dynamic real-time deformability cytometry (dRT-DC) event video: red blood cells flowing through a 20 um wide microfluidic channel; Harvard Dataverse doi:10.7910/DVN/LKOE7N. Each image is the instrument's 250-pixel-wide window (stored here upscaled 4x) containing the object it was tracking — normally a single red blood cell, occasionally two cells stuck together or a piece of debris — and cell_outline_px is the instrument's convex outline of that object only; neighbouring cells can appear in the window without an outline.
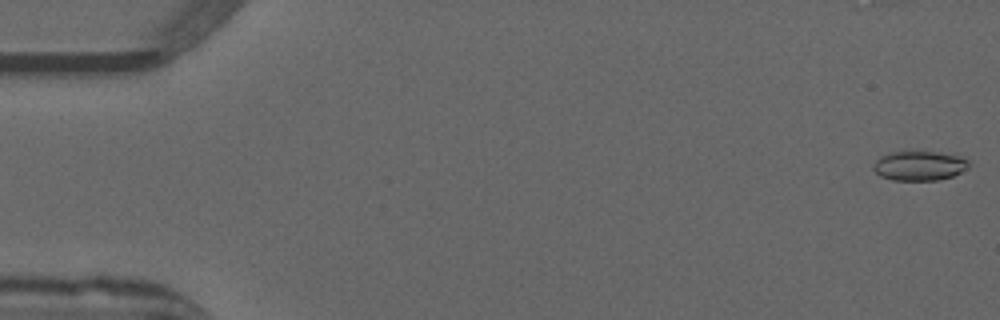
{"species": "common noctule bat (a hibernating species)", "species_latin": "Nyctalus noctula", "temperature_condition": "warm", "stored_images_in_passage": 23, "camera_frame_rate_fps": 3000, "um_per_image_px": 0.085, "animal": {"sex": "male", "forearm_length_mm": 52.5}, "frame": {"image": 1, "passage_image": 1, "time_ms": 0.0, "image_size_px": [1000, 320], "cell_outline_px": [[968, 168], [952, 176], [940, 180], [892, 180], [880, 176], [872, 168], [876, 160], [880, 156], [892, 152], [908, 148], [916, 148], [964, 156], [968, 160]], "centroid_in_image_um": [78.14, 14.02], "position_along_channel_um": 6.9, "area_um2": 17.28}}
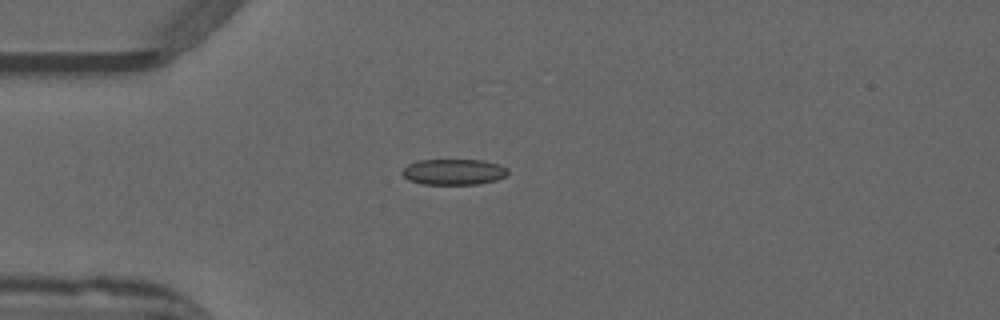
{"frame": {"image": 2, "passage_image": 14, "time_ms": 4.333, "image_size_px": [1000, 320], "cell_outline_px": [[508, 176], [496, 180], [480, 184], [420, 184], [408, 180], [400, 172], [408, 164], [416, 160], [484, 160], [500, 164], [508, 168]], "centroid_in_image_um": [38.58, 14.61], "position_along_channel_um": 46.4, "area_um2": 16.18}}
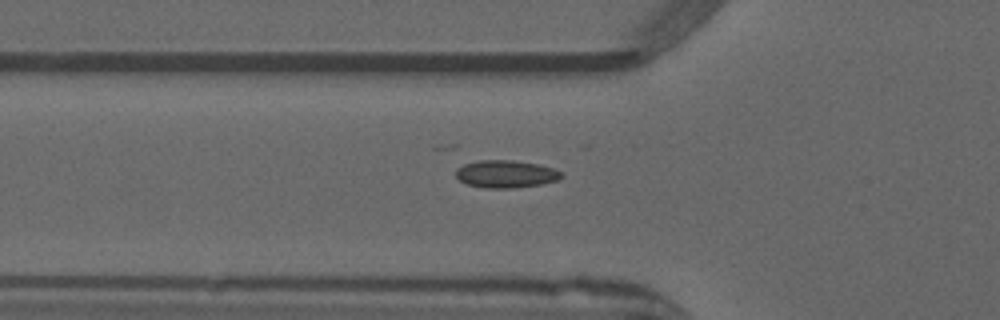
{"frame": {"image": 3, "passage_image": 18, "time_ms": 5.667, "image_size_px": [1000, 320], "cell_outline_px": [[564, 176], [556, 180], [540, 184], [512, 188], [484, 188], [468, 184], [460, 180], [456, 176], [456, 168], [464, 164], [480, 160], [512, 160], [536, 164], [552, 168], [560, 172]], "centroid_in_image_um": [42.96, 14.79], "position_along_channel_um": 82.8, "area_um2": 16.7}}